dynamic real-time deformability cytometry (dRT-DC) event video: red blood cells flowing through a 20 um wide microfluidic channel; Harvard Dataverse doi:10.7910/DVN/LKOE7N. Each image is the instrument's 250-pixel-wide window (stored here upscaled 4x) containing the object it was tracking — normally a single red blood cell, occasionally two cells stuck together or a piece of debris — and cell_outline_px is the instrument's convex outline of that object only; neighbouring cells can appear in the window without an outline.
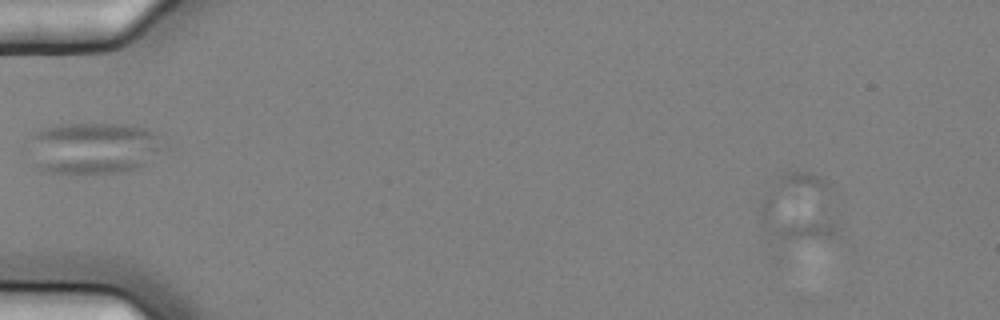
{"species": "common noctule bat (a hibernating species)", "species_latin": "Nyctalus noctula", "temperature_condition": "cold", "stored_images_in_passage": 5, "camera_frame_rate_fps": 3000, "um_per_image_px": 0.085, "animal": {"sex": "female", "body_mass_g": 25.1}, "frame": {"image": 1, "passage_image": 1, "time_ms": 0.0, "image_size_px": [1000, 320], "cell_outline_px": [[840, 236], [768, 236], [764, 224], [760, 208], [760, 204], [768, 196], [824, 208], [840, 228]], "centroid_in_image_um": [67.7, 18.64], "position_along_channel_um": 17.3, "area_um2": 17.17}}